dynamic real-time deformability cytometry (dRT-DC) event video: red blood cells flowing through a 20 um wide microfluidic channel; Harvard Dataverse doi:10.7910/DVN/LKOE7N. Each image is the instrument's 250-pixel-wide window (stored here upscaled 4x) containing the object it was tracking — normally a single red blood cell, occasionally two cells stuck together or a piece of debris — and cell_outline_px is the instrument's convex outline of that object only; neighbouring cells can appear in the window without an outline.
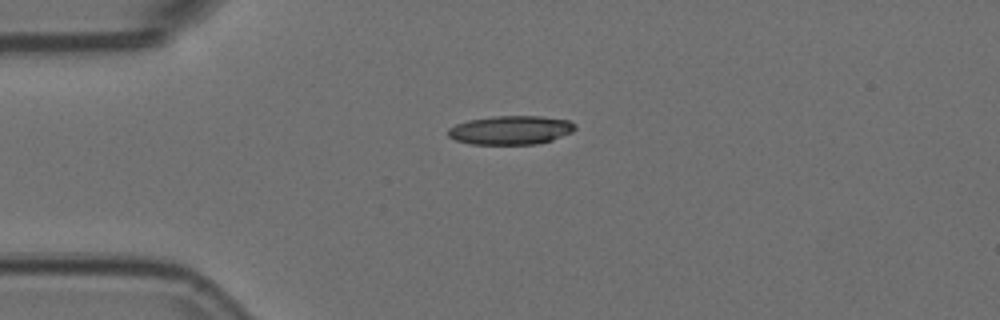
{"species": "Egyptian fruit bat (a non-hibernating species)", "species_latin": "Rousettus aegyptiacus", "temperature_condition": "room temperature", "stored_images_in_passage": 26, "camera_frame_rate_fps": 3000, "um_per_image_px": 0.085, "animal": {"sex": "female"}, "frame": {"image": 1, "passage_image": 1, "time_ms": 0.0, "image_size_px": [1000, 320], "cell_outline_px": [[576, 128], [572, 132], [552, 140], [536, 144], [468, 144], [456, 140], [448, 136], [448, 128], [456, 124], [468, 120], [492, 116], [544, 116], [568, 120], [576, 124]], "centroid_in_image_um": [43.41, 11.05], "position_along_channel_um": 41.6, "area_um2": 21.44}}
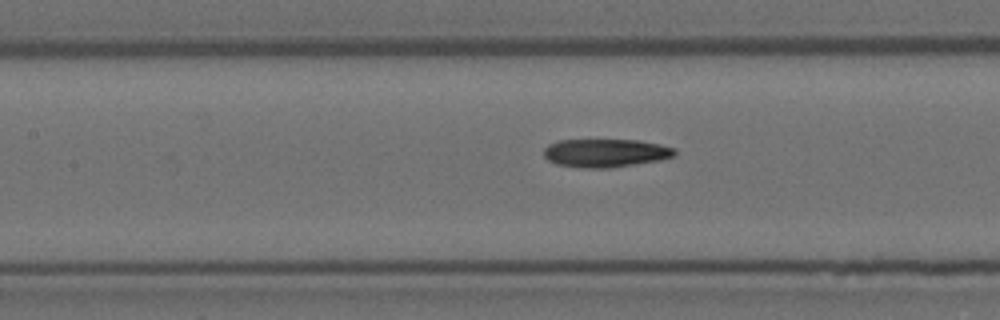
{"frame": {"image": 2, "passage_image": 12, "time_ms": 3.667, "image_size_px": [1000, 320], "cell_outline_px": [[676, 156], [660, 160], [612, 168], [584, 168], [556, 164], [548, 160], [544, 156], [544, 148], [548, 144], [560, 140], [640, 140], [660, 144], [676, 148]], "centroid_in_image_um": [51.5, 13.0], "position_along_channel_um": 155.9, "area_um2": 21.79}}
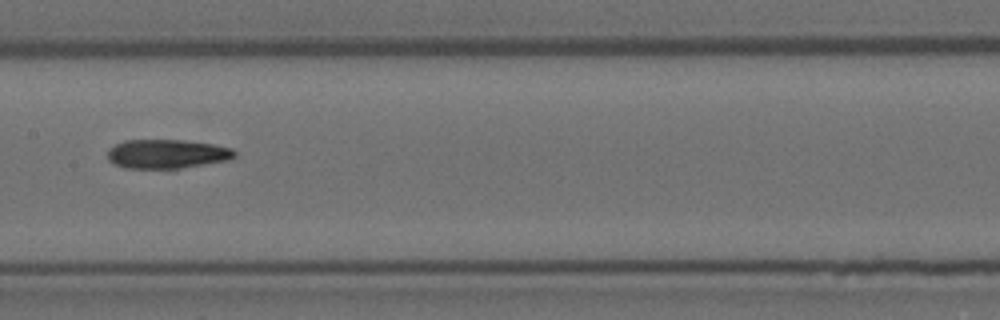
{"frame": {"image": 3, "passage_image": 15, "time_ms": 4.667, "image_size_px": [1000, 320], "cell_outline_px": [[236, 156], [228, 160], [180, 168], [124, 168], [112, 164], [108, 160], [108, 148], [124, 140], [184, 140], [212, 144], [232, 148], [236, 152]], "centroid_in_image_um": [14.16, 13.08], "position_along_channel_um": 193.2, "area_um2": 21.56}}